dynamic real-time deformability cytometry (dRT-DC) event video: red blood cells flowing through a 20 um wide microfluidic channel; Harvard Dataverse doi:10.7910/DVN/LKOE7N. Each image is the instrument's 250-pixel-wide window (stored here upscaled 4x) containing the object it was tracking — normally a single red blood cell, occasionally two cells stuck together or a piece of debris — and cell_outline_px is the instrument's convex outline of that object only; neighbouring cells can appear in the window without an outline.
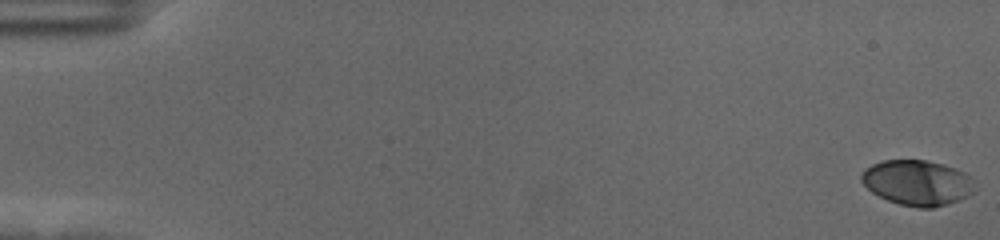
{"species": "human", "species_latin": "Homo sapiens", "temperature_condition": "cold", "stored_images_in_passage": 59, "camera_frame_rate_fps": 3000, "um_per_image_px": 0.085, "donor": {"sex": "female"}, "frame": {"image": 1, "passage_image": 1, "time_ms": 0.0, "image_size_px": [1000, 240], "cell_outline_px": [[976, 192], [960, 200], [948, 204], [932, 208], [916, 208], [900, 204], [888, 200], [872, 192], [860, 180], [860, 176], [864, 168], [872, 164], [884, 160], [924, 160], [944, 164], [956, 168], [972, 176]], "centroid_in_image_um": [78.01, 15.53], "position_along_channel_um": 7.0, "area_um2": 30.29}}
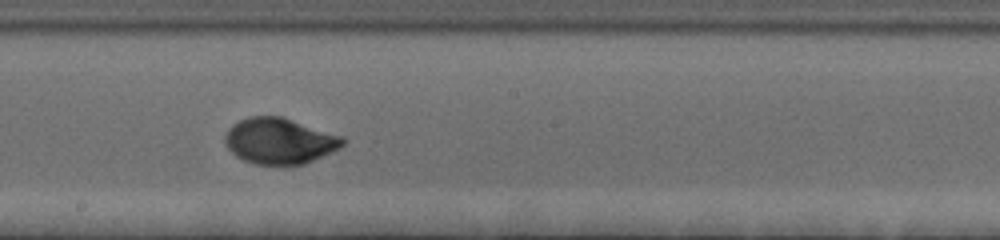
{"frame": {"image": 2, "passage_image": 34, "time_ms": 11.0, "image_size_px": [1000, 240], "cell_outline_px": [[348, 140], [340, 148], [332, 152], [304, 164], [256, 164], [244, 160], [236, 156], [228, 148], [224, 140], [224, 136], [228, 128], [232, 124], [248, 116], [284, 116], [344, 136]], "centroid_in_image_um": [23.79, 11.95], "position_along_channel_um": 224.4, "area_um2": 31.85}}
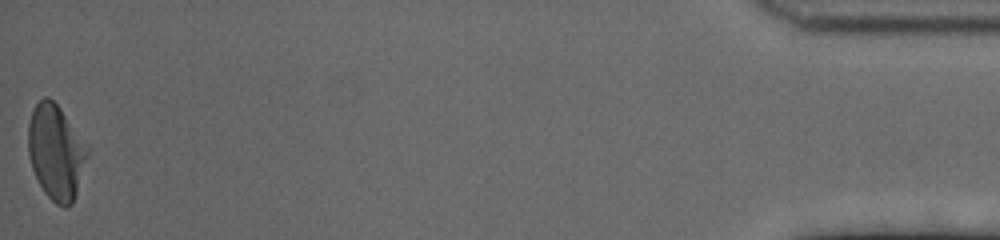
{"frame": {"image": 3, "passage_image": 59, "time_ms": 19.333, "image_size_px": [1000, 240], "cell_outline_px": [[88, 156], [72, 204], [68, 208], [64, 208], [56, 204], [44, 192], [32, 168], [28, 152], [28, 124], [32, 112], [36, 104], [44, 96], [48, 96], [60, 108], [88, 144]], "centroid_in_image_um": [4.76, 12.92], "position_along_channel_um": 430.4, "area_um2": 32.66}, "authors_computed_cell_mechanics": {"area_um2": 30.923, "velocity_mm_per_s": 3.5212, "shape_relaxation_time_tau1_ms": 3.2233, "shape_relaxation_time_tau2_ms": null, "deformation_change_tau1": 0.1644, "deformation_change_tau2": null}}